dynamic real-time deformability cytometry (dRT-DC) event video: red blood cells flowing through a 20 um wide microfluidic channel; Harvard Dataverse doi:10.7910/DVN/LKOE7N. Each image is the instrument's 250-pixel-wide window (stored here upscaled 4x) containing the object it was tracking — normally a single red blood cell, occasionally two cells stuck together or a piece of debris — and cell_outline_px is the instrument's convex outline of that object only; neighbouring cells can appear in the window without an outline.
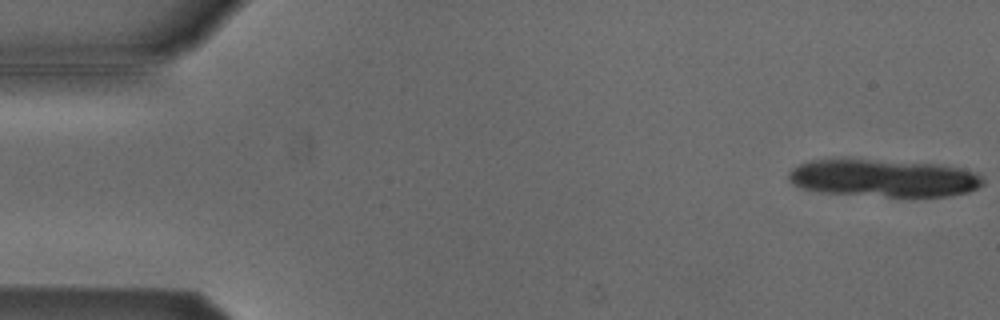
{"species": "Egyptian fruit bat (a non-hibernating species)", "species_latin": "Rousettus aegyptiacus", "temperature_condition": "cold", "stored_images_in_passage": 12, "camera_frame_rate_fps": 3000, "um_per_image_px": 0.085, "animal": {"sex": "male"}, "frame": {"image": 1, "passage_image": 1, "time_ms": 0.0, "image_size_px": [1000, 320], "cell_outline_px": [[984, 184], [968, 192], [948, 196], [884, 196], [820, 192], [804, 188], [788, 180], [788, 172], [792, 168], [800, 164], [812, 160], [868, 160], [948, 164], [972, 172], [980, 176], [984, 180]], "centroid_in_image_um": [75.14, 15.14], "position_along_channel_um": 9.9, "area_um2": 42.08}}